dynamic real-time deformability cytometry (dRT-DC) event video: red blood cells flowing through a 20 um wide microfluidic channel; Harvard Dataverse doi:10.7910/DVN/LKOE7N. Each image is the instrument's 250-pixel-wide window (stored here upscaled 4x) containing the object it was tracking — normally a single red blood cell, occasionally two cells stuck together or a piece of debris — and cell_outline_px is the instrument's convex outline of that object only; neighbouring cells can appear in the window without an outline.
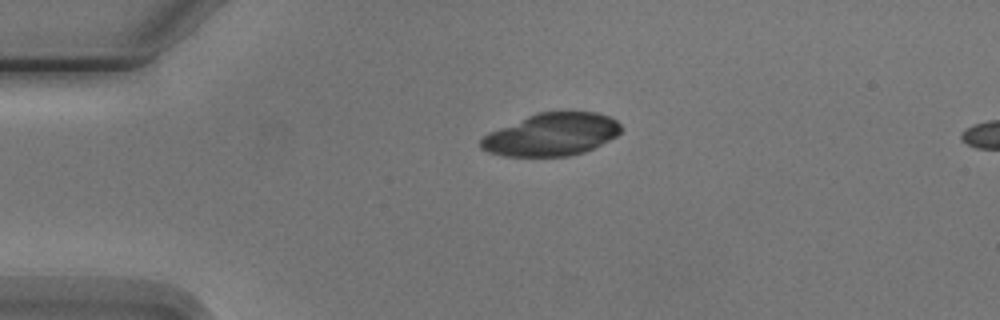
{"species": "Egyptian fruit bat (a non-hibernating species)", "species_latin": "Rousettus aegyptiacus", "temperature_condition": "cold", "stored_images_in_passage": 2, "camera_frame_rate_fps": 3000, "um_per_image_px": 0.085, "animal": {"sex": "male"}, "frame": {"image": 1, "passage_image": 1, "time_ms": 0.0, "image_size_px": [1000, 320], "cell_outline_px": [[620, 132], [616, 136], [584, 152], [568, 156], [508, 156], [488, 152], [480, 148], [480, 140], [488, 132], [536, 112], [596, 112], [608, 116], [616, 120], [620, 124]], "centroid_in_image_um": [46.85, 11.43], "position_along_channel_um": 38.1, "area_um2": 34.56}}